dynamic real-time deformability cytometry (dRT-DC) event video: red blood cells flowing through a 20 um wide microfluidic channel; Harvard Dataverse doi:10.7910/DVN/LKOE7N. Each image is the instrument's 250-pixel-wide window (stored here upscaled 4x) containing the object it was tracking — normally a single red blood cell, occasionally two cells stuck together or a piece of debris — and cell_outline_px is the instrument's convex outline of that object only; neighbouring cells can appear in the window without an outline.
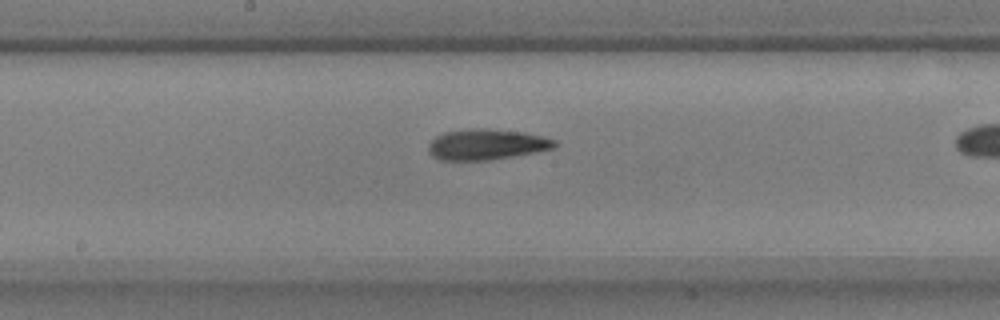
{"species": "common noctule bat (a hibernating species)", "species_latin": "Nyctalus noctula", "temperature_condition": "warm", "stored_images_in_passage": 36, "camera_frame_rate_fps": 3000, "um_per_image_px": 0.085, "animal": {"sex": "male", "body_mass_g": 17.9, "forearm_length_mm": 54.2}, "frame": {"image": 1, "passage_image": 21, "time_ms": 6.667, "image_size_px": [1000, 320], "cell_outline_px": [[556, 148], [536, 152], [492, 160], [440, 160], [432, 156], [428, 152], [428, 144], [436, 136], [444, 132], [468, 128], [484, 128], [524, 132], [544, 136], [556, 140]], "centroid_in_image_um": [41.36, 12.27], "position_along_channel_um": 206.8, "area_um2": 22.89}}